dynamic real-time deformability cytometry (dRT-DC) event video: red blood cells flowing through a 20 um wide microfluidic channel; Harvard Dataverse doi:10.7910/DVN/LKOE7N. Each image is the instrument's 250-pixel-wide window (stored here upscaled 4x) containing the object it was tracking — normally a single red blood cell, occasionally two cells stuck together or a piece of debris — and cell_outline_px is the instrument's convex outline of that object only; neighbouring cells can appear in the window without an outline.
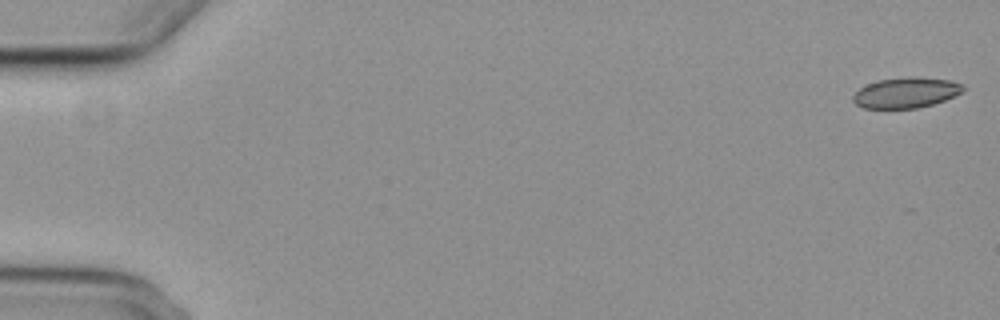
{"species": "common noctule bat (a hibernating species)", "species_latin": "Nyctalus noctula", "temperature_condition": "cold", "stored_images_in_passage": 56, "camera_frame_rate_fps": 3000, "um_per_image_px": 0.085, "animal": {"sex": "female", "body_mass_g": 29.2, "forearm_length_mm": 56.3}, "frame": {"image": 1, "passage_image": 1, "time_ms": 0.0, "image_size_px": [1000, 320], "cell_outline_px": [[964, 88], [960, 92], [944, 100], [932, 104], [916, 108], [864, 108], [856, 104], [852, 100], [852, 96], [860, 88], [876, 80], [908, 76], [912, 76], [952, 80], [964, 84]], "centroid_in_image_um": [76.99, 7.86], "position_along_channel_um": 8.0, "area_um2": 19.54}}
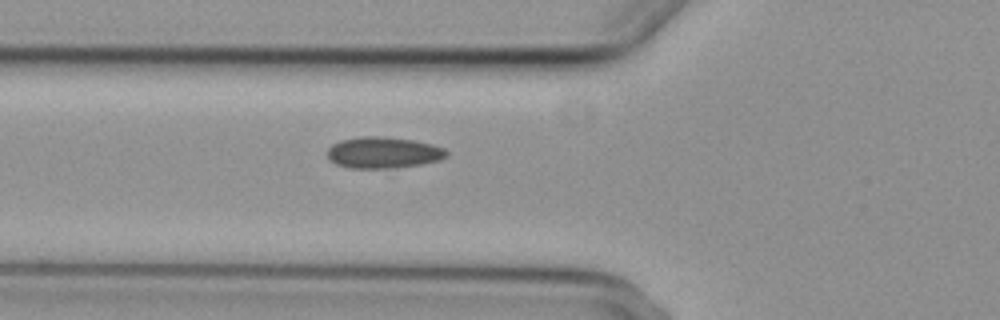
{"frame": {"image": 2, "passage_image": 21, "time_ms": 6.667, "image_size_px": [1000, 320], "cell_outline_px": [[448, 156], [440, 160], [420, 164], [396, 168], [348, 168], [336, 164], [328, 160], [328, 148], [332, 144], [340, 140], [360, 136], [380, 136], [412, 140], [432, 144], [444, 148], [448, 152]], "centroid_in_image_um": [32.56, 12.97], "position_along_channel_um": 93.2, "area_um2": 21.91}}
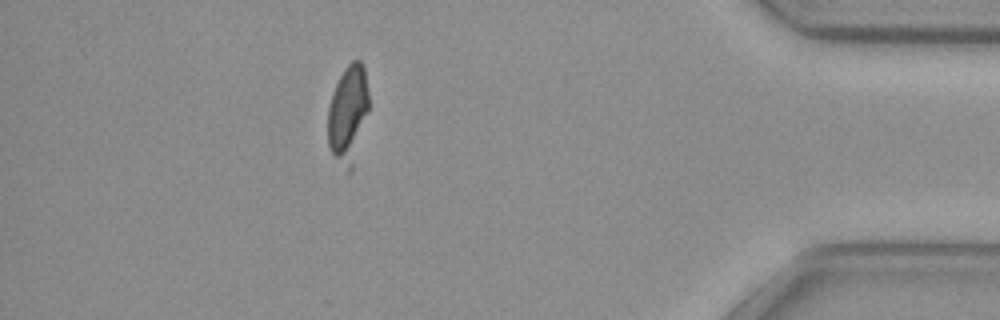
{"frame": {"image": 3, "passage_image": 50, "time_ms": 16.333, "image_size_px": [1000, 320], "cell_outline_px": [[368, 112], [352, 172], [348, 172], [332, 152], [328, 144], [328, 108], [332, 92], [344, 68], [352, 60], [360, 60], [364, 68], [368, 92]], "centroid_in_image_um": [29.59, 9.68], "position_along_channel_um": 405.6, "area_um2": 23.24}, "authors_computed_cell_mechanics": {"area_um2": 20.7791, "velocity_mm_per_s": 3.7076, "shape_relaxation_time_tau1_ms": null, "shape_relaxation_time_tau2_ms": 2.3133, "deformation_change_tau1": null, "deformation_change_tau2": 0.0621}}